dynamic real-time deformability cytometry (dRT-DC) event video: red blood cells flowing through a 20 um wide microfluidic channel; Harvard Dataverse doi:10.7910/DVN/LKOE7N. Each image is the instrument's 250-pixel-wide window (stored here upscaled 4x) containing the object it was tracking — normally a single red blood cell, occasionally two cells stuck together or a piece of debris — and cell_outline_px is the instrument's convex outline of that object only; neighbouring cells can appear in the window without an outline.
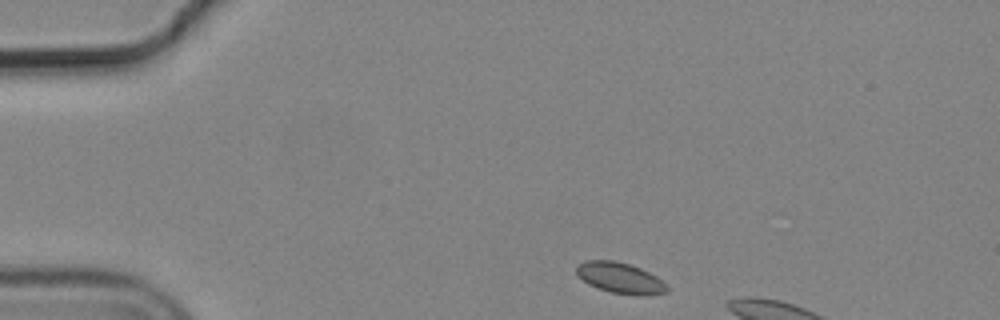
{"species": "common noctule bat (a hibernating species)", "species_latin": "Nyctalus noctula", "temperature_condition": "cold", "stored_images_in_passage": 6, "camera_frame_rate_fps": 3000, "um_per_image_px": 0.085, "animal": {"sex": "male", "body_mass_g": 19.2, "forearm_length_mm": 51.8}, "frame": {"image": 1, "passage_image": 1, "time_ms": 0.0, "image_size_px": [1000, 320], "cell_outline_px": [[668, 292], [644, 296], [636, 296], [612, 292], [588, 284], [576, 272], [576, 264], [584, 260], [616, 260], [640, 268], [656, 276], [668, 288]], "centroid_in_image_um": [52.7, 23.62], "position_along_channel_um": 32.3, "area_um2": 16.18}}